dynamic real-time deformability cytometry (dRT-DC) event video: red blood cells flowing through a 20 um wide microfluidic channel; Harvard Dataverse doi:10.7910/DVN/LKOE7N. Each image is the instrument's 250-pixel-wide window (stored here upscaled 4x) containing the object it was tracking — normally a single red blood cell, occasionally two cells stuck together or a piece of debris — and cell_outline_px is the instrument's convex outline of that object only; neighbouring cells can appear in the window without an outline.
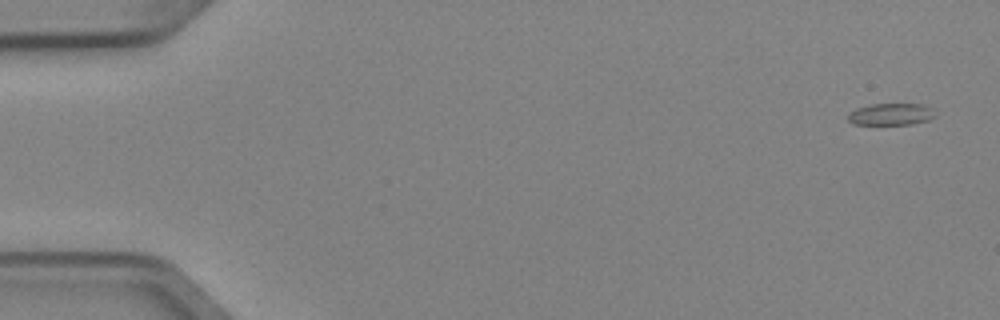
{"species": "Egyptian fruit bat (a non-hibernating species)", "species_latin": "Rousettus aegyptiacus", "temperature_condition": "cold", "stored_images_in_passage": 6, "camera_frame_rate_fps": 3000, "um_per_image_px": 0.085, "animal": {"sex": "female"}, "frame": {"image": 1, "passage_image": 1, "time_ms": 0.0, "image_size_px": [1000, 320], "cell_outline_px": [[936, 116], [928, 120], [912, 124], [852, 124], [848, 120], [848, 112], [856, 108], [872, 104], [920, 104], [932, 108], [936, 112]], "centroid_in_image_um": [75.74, 9.71], "position_along_channel_um": 9.3, "area_um2": 11.16}}
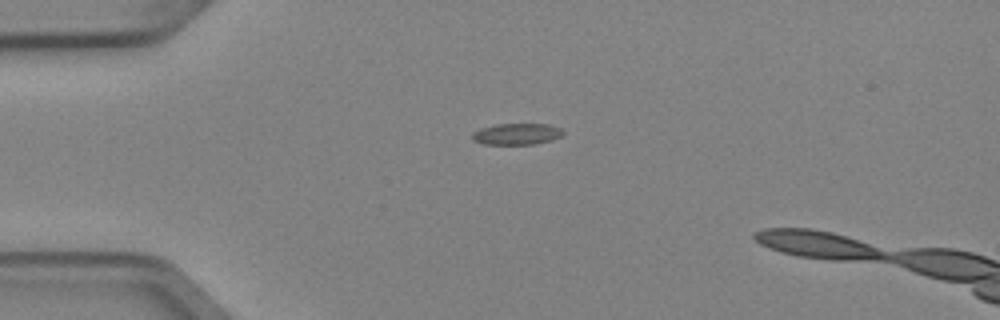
{"frame": {"image": 2, "passage_image": 4, "time_ms": 1.0, "image_size_px": [1000, 320], "cell_outline_px": [[564, 132], [560, 136], [552, 140], [536, 144], [484, 144], [472, 140], [472, 132], [480, 128], [496, 124], [548, 124], [560, 128]], "centroid_in_image_um": [43.9, 11.39], "position_along_channel_um": 41.1, "area_um2": 11.33}}